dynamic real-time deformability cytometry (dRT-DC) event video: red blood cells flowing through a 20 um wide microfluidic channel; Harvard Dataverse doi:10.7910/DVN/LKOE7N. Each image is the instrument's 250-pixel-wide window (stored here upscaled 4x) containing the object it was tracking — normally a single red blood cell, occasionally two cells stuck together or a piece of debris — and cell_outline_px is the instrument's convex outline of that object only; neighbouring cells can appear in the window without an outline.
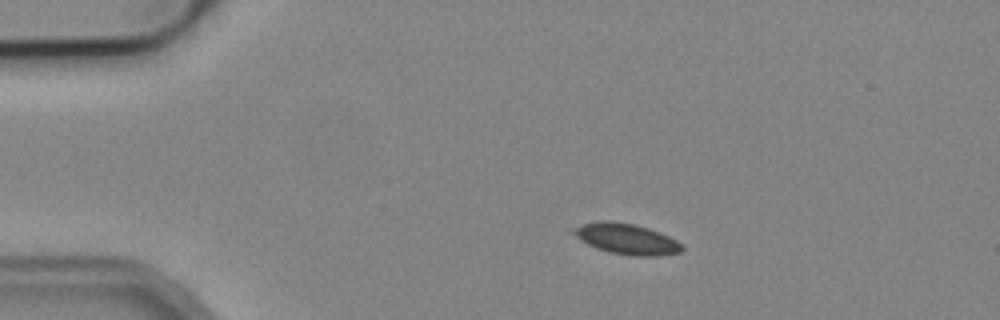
{"species": "common noctule bat (a hibernating species)", "species_latin": "Nyctalus noctula", "temperature_condition": "cold", "stored_images_in_passage": 9, "camera_frame_rate_fps": 3000, "um_per_image_px": 0.085, "animal": {"sex": "male", "body_mass_g": 19.2, "forearm_length_mm": 51.8}, "frame": {"image": 1, "passage_image": 2, "time_ms": 1.333, "image_size_px": [1000, 320], "cell_outline_px": [[684, 248], [680, 252], [656, 256], [632, 256], [612, 252], [596, 248], [588, 244], [568, 232], [568, 228], [600, 220], [608, 220], [632, 224], [648, 228], [660, 232], [684, 244]], "centroid_in_image_um": [53.22, 20.3], "position_along_channel_um": 31.8, "area_um2": 19.54}}
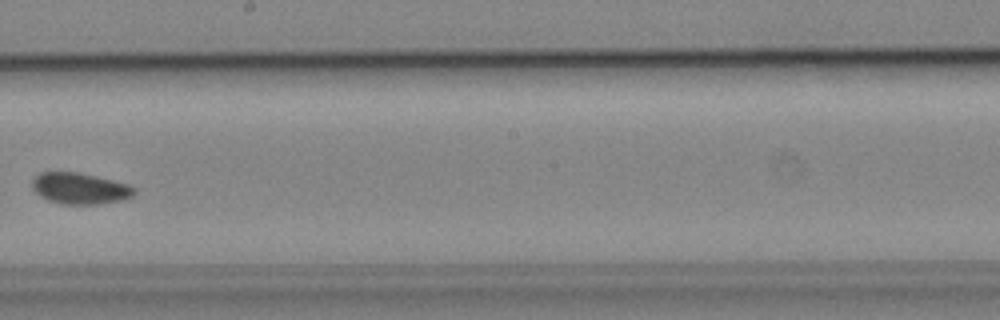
{"frame": {"image": 2, "passage_image": 8, "time_ms": 8.333, "image_size_px": [1000, 320], "cell_outline_px": [[136, 192], [132, 196], [124, 200], [96, 204], [64, 204], [48, 200], [40, 196], [32, 188], [32, 180], [40, 172], [80, 172], [128, 184], [136, 188]], "centroid_in_image_um": [6.8, 16.01], "position_along_channel_um": 241.4, "area_um2": 18.61}}
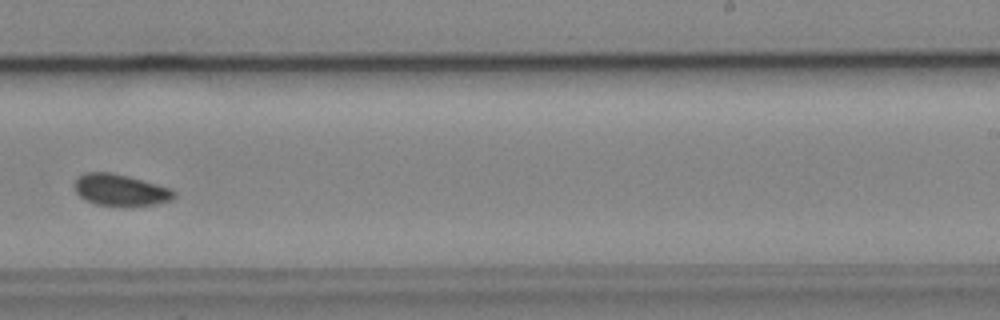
{"frame": {"image": 3, "passage_image": 9, "time_ms": 9.333, "image_size_px": [1000, 320], "cell_outline_px": [[176, 196], [172, 200], [156, 204], [124, 208], [120, 208], [96, 204], [84, 200], [76, 192], [76, 176], [88, 172], [112, 172], [128, 176], [172, 188], [176, 192]], "centroid_in_image_um": [10.27, 16.18], "position_along_channel_um": 278.7, "area_um2": 18.9}}